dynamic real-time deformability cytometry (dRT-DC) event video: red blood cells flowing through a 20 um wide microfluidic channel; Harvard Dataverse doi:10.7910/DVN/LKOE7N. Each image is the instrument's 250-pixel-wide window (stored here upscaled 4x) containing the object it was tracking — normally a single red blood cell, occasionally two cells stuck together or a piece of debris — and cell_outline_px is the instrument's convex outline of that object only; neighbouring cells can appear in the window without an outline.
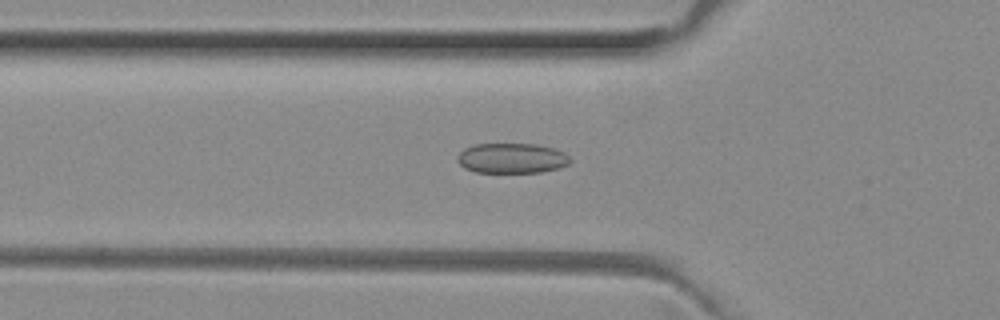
{"species": "common noctule bat (a hibernating species)", "species_latin": "Nyctalus noctula", "temperature_condition": "room temperature", "stored_images_in_passage": 50, "camera_frame_rate_fps": 3000, "um_per_image_px": 0.085, "animal": {"sex": "female", "body_mass_g": 29.2, "forearm_length_mm": 56.3}, "frame": {"image": 1, "passage_image": 16, "time_ms": 5.0, "image_size_px": [1000, 320], "cell_outline_px": [[572, 160], [568, 164], [560, 168], [540, 172], [476, 172], [464, 168], [456, 160], [456, 156], [464, 148], [476, 144], [536, 144], [552, 148], [564, 152]], "centroid_in_image_um": [43.49, 13.45], "position_along_channel_um": 82.3, "area_um2": 19.83}}
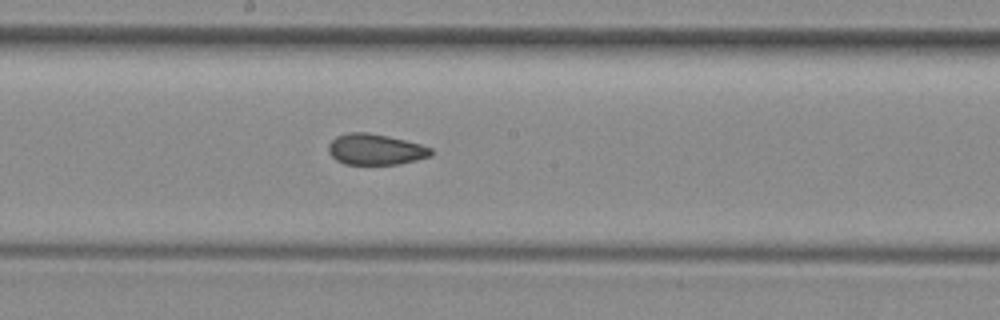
{"frame": {"image": 2, "passage_image": 26, "time_ms": 8.333, "image_size_px": [1000, 320], "cell_outline_px": [[432, 156], [400, 164], [344, 164], [336, 160], [328, 152], [328, 144], [336, 136], [348, 132], [368, 132], [388, 136], [420, 144], [432, 148]], "centroid_in_image_um": [31.9, 12.7], "position_along_channel_um": 216.3, "area_um2": 18.55}}
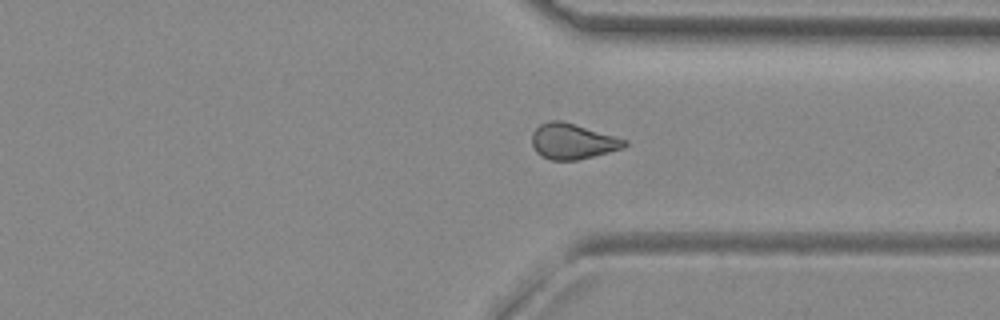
{"frame": {"image": 3, "passage_image": 37, "time_ms": 12.0, "image_size_px": [1000, 320], "cell_outline_px": [[628, 144], [624, 148], [576, 160], [552, 160], [540, 156], [536, 152], [532, 144], [532, 132], [540, 124], [548, 120], [560, 120], [628, 140]], "centroid_in_image_um": [48.65, 12.01], "position_along_channel_um": 362.8, "area_um2": 19.07}, "authors_computed_cell_mechanics": {"area_um2": 19.3052, "velocity_mm_per_s": 4.0042, "shape_relaxation_time_tau1_ms": null, "shape_relaxation_time_tau2_ms": 1.849, "deformation_change_tau1": null, "deformation_change_tau2": 0.073}}